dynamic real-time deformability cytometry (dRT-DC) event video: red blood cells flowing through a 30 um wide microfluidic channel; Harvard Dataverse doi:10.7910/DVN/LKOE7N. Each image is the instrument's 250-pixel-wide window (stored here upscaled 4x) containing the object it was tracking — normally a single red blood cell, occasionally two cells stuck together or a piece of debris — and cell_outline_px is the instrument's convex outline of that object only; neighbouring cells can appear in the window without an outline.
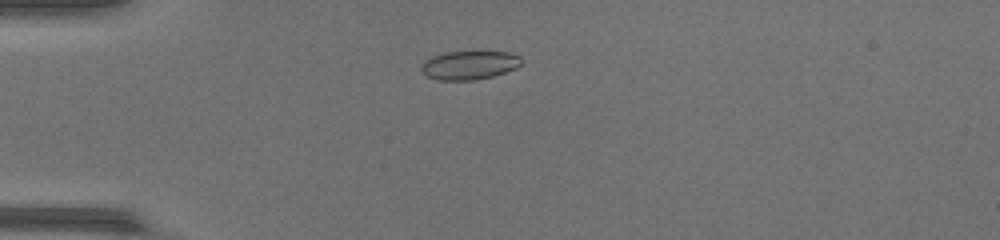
{"species": "common noctule bat (a hibernating species)", "species_latin": "Nyctalus noctula", "temperature_condition": "warm", "stored_images_in_passage": 41, "camera_frame_rate_fps": 3000, "um_per_image_px": 0.085, "animal": {"sex": "female", "body_mass_g": 17.0, "forearm_length_mm": 48.0}, "frame": {"image": 1, "passage_image": 6, "time_ms": 1.667, "image_size_px": [1000, 240], "cell_outline_px": [[520, 64], [516, 68], [492, 76], [472, 80], [436, 80], [428, 76], [420, 68], [424, 60], [432, 56], [444, 52], [508, 52], [520, 56]], "centroid_in_image_um": [39.86, 5.53], "position_along_channel_um": 45.1, "area_um2": 16.53}}
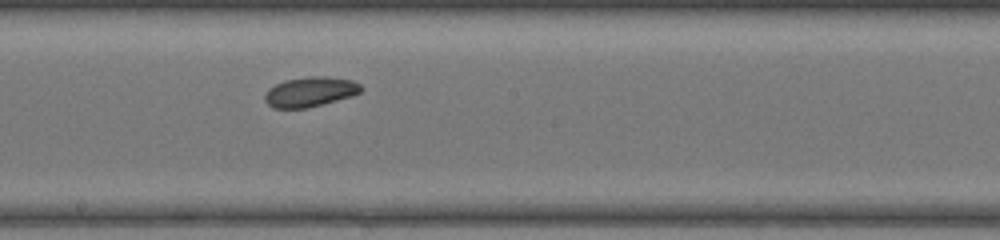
{"frame": {"image": 2, "passage_image": 20, "time_ms": 6.333, "image_size_px": [1000, 240], "cell_outline_px": [[364, 88], [360, 92], [352, 96], [308, 108], [272, 108], [264, 100], [264, 96], [268, 88], [284, 80], [308, 76], [328, 76], [352, 80], [360, 84]], "centroid_in_image_um": [26.36, 7.8], "position_along_channel_um": 221.8, "area_um2": 16.94}}
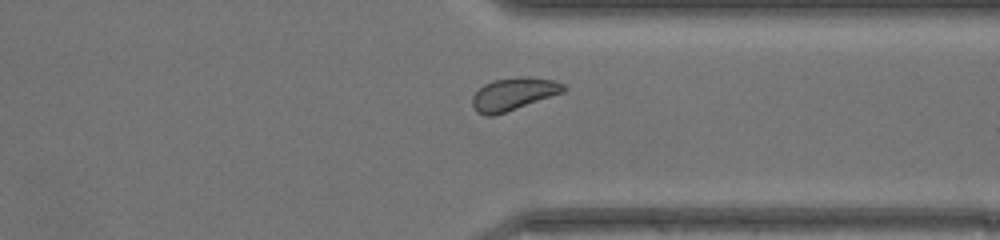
{"frame": {"image": 3, "passage_image": 30, "time_ms": 9.667, "image_size_px": [1000, 240], "cell_outline_px": [[564, 92], [492, 116], [484, 116], [476, 112], [472, 104], [472, 96], [484, 84], [492, 80], [516, 76], [528, 76], [556, 80], [564, 84]], "centroid_in_image_um": [43.63, 7.97], "position_along_channel_um": 367.8, "area_um2": 17.34}, "authors_computed_cell_mechanics": {"area_um2": 17.2244, "velocity_mm_per_s": 4.3734, "shape_relaxation_time_tau1_ms": 1.402, "shape_relaxation_time_tau2_ms": null, "deformation_change_tau1": 0.0392, "deformation_change_tau2": null}}